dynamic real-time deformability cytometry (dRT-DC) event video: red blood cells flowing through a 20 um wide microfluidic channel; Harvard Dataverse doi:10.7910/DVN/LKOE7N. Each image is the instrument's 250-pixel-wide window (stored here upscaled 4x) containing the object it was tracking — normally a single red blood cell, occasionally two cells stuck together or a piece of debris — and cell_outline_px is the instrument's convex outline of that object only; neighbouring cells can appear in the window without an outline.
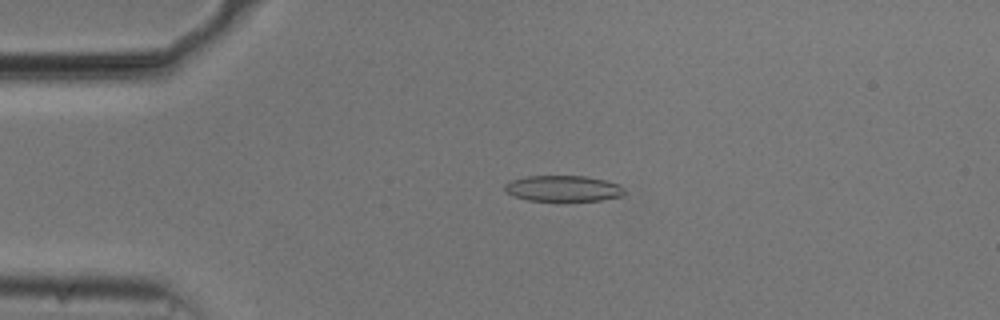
{"species": "common noctule bat (a hibernating species)", "species_latin": "Nyctalus noctula", "temperature_condition": "cold", "stored_images_in_passage": 39, "camera_frame_rate_fps": 3000, "um_per_image_px": 0.085, "animal": {"sex": "male", "body_mass_g": 20.5, "forearm_length_mm": 52.5}, "frame": {"image": 1, "passage_image": 5, "time_ms": 1.333, "image_size_px": [1000, 320], "cell_outline_px": [[624, 196], [600, 200], [528, 200], [512, 196], [504, 192], [504, 184], [512, 180], [528, 176], [584, 176], [604, 180], [616, 184], [624, 188]], "centroid_in_image_um": [47.83, 16.02], "position_along_channel_um": 37.2, "area_um2": 17.92}}
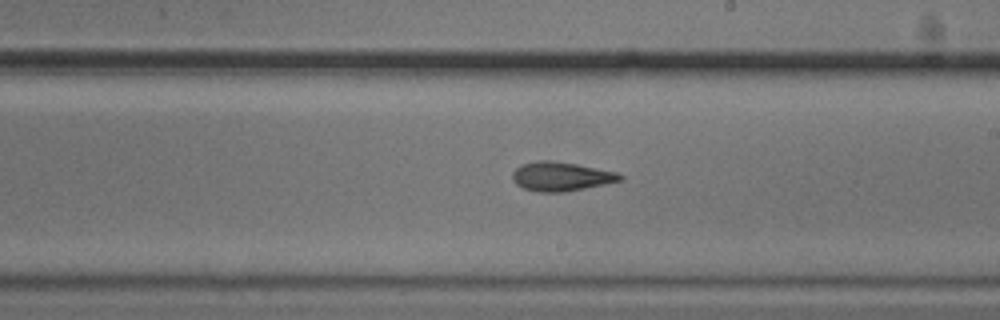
{"frame": {"image": 2, "passage_image": 24, "time_ms": 7.667, "image_size_px": [1000, 320], "cell_outline_px": [[624, 176], [620, 180], [604, 184], [564, 192], [540, 192], [524, 188], [516, 184], [512, 180], [512, 172], [520, 164], [536, 160], [552, 160], [576, 164], [616, 172]], "centroid_in_image_um": [47.63, 14.99], "position_along_channel_um": 241.4, "area_um2": 18.15}}
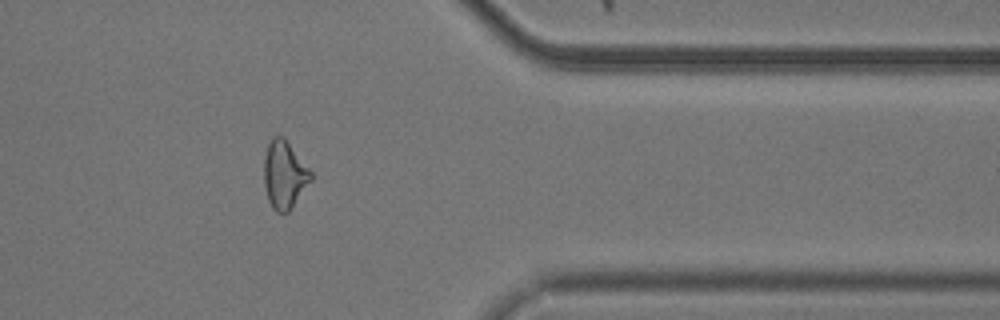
{"frame": {"image": 3, "passage_image": 37, "time_ms": 12.0, "image_size_px": [1000, 320], "cell_outline_px": [[312, 180], [288, 212], [276, 212], [272, 208], [268, 200], [264, 184], [264, 156], [268, 144], [272, 136], [284, 136], [312, 172]], "centroid_in_image_um": [24.17, 14.83], "position_along_channel_um": 387.2, "area_um2": 18.55}, "authors_computed_cell_mechanics": {"area_um2": 18.3804, "velocity_mm_per_s": 3.7305, "shape_relaxation_time_tau1_ms": 3.4094, "shape_relaxation_time_tau2_ms": 3.0227, "deformation_change_tau1": 0.1202, "deformation_change_tau2": 0.1171}}